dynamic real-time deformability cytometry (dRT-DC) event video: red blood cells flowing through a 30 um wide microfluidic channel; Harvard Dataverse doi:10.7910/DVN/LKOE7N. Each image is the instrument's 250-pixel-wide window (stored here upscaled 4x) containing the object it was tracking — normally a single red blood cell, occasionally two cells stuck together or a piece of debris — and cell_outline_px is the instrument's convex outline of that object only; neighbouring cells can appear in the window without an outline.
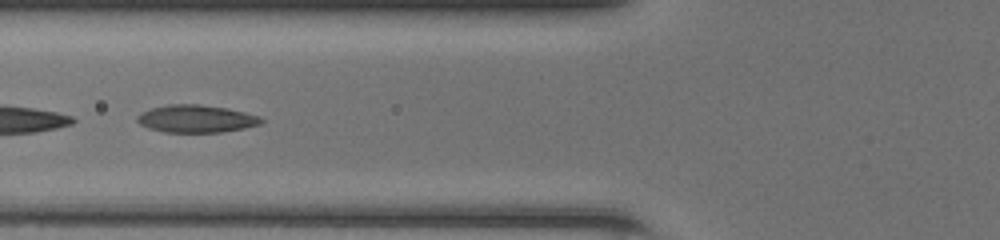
{"species": "common noctule bat (a hibernating species)", "species_latin": "Nyctalus noctula", "temperature_condition": "room temperature", "stored_images_in_passage": 31, "segment_of_instrument_passage": [2, 2], "camera_frame_rate_fps": 3000, "um_per_image_px": 0.085, "animal": {"sex": "female", "body_mass_g": 20.0, "forearm_length_mm": 54.0}, "frame": {"image": 1, "passage_image": 20, "time_ms": 6.333, "image_size_px": [1000, 240], "cell_outline_px": [[256, 120], [252, 124], [236, 128], [208, 132], [176, 132], [160, 128], [148, 124], [140, 120], [140, 116], [148, 112], [160, 108], [216, 108], [236, 112], [248, 116]], "centroid_in_image_um": [16.64, 10.16], "position_along_channel_um": 109.2, "area_um2": 15.49}}
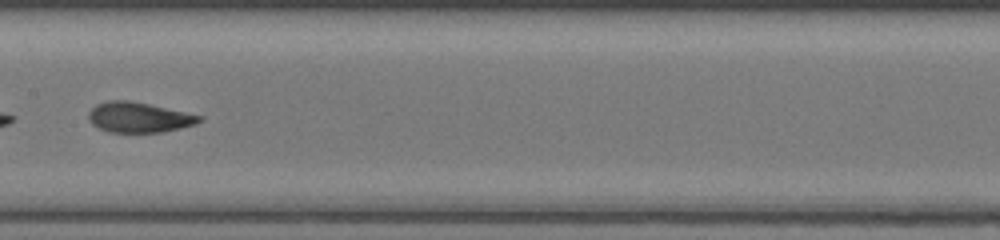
{"frame": {"image": 2, "passage_image": 26, "time_ms": 8.333, "image_size_px": [1000, 240], "cell_outline_px": [[196, 120], [188, 124], [172, 128], [144, 132], [124, 132], [108, 128], [100, 124], [92, 116], [92, 112], [96, 108], [104, 104], [140, 104], [196, 116]], "centroid_in_image_um": [11.83, 10.02], "position_along_channel_um": 195.6, "area_um2": 15.37}}